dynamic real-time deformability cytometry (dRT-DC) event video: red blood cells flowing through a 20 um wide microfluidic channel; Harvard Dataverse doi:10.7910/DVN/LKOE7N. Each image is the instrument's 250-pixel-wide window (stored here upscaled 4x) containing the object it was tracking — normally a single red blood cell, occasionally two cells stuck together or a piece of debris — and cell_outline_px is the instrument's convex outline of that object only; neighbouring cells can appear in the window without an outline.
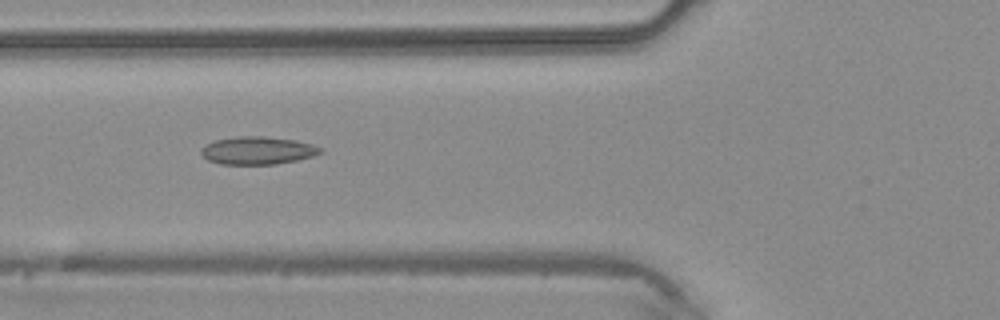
{"species": "common noctule bat (a hibernating species)", "species_latin": "Nyctalus noctula", "temperature_condition": "warm", "stored_images_in_passage": 45, "camera_frame_rate_fps": 3000, "um_per_image_px": 0.085, "animal": {"sex": "male", "body_mass_g": 20.4}, "frame": {"image": 1, "passage_image": 17, "time_ms": 5.333, "image_size_px": [1000, 320], "cell_outline_px": [[324, 152], [312, 156], [296, 160], [276, 164], [220, 164], [208, 160], [200, 152], [200, 148], [204, 144], [216, 140], [236, 136], [264, 136], [296, 140], [312, 144], [324, 148]], "centroid_in_image_um": [21.9, 12.78], "position_along_channel_um": 103.9, "area_um2": 19.48}}
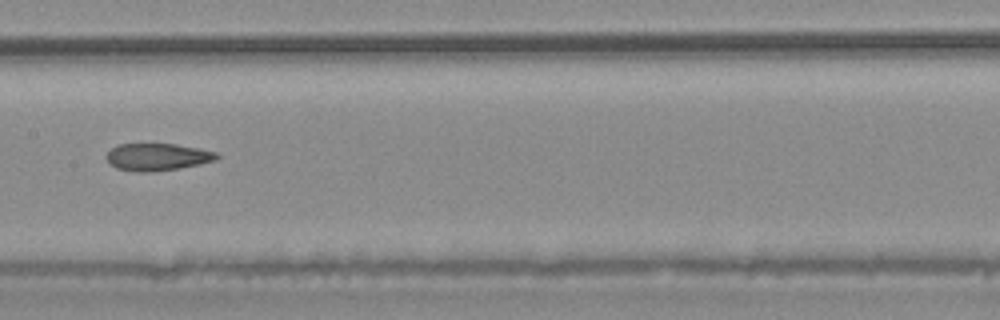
{"frame": {"image": 2, "passage_image": 23, "time_ms": 7.333, "image_size_px": [1000, 320], "cell_outline_px": [[220, 156], [216, 160], [200, 164], [180, 168], [152, 172], [136, 172], [116, 168], [108, 164], [104, 156], [112, 148], [120, 144], [176, 144], [216, 152]], "centroid_in_image_um": [13.34, 13.35], "position_along_channel_um": 194.1, "area_um2": 17.63}}
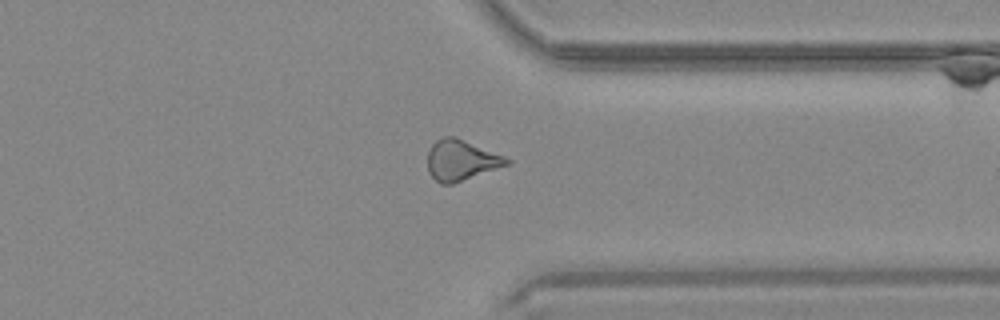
{"frame": {"image": 3, "passage_image": 35, "time_ms": 11.333, "image_size_px": [1000, 320], "cell_outline_px": [[512, 160], [508, 164], [452, 184], [440, 184], [428, 172], [428, 152], [432, 144], [436, 140], [444, 136], [456, 136], [504, 156]], "centroid_in_image_um": [39.17, 13.6], "position_along_channel_um": 372.2, "area_um2": 18.55}}